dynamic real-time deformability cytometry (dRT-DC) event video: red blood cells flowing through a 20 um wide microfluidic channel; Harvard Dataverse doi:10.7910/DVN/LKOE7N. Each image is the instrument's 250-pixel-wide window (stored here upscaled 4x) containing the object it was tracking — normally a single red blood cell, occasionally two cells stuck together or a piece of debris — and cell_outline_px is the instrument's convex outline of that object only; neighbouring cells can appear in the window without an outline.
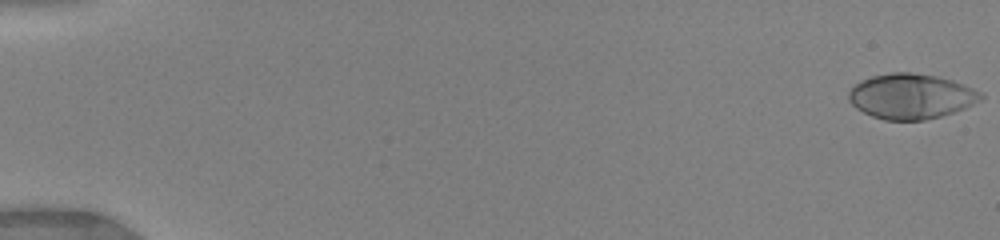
{"species": "human", "species_latin": "Homo sapiens", "temperature_condition": "warm", "stored_images_in_passage": 34, "camera_frame_rate_fps": 3000, "um_per_image_px": 0.085, "donor": {"sex": "female"}, "frame": {"image": 1, "passage_image": 1, "time_ms": 0.0, "image_size_px": [1000, 240], "cell_outline_px": [[984, 96], [980, 100], [964, 108], [940, 116], [924, 120], [884, 120], [872, 116], [856, 108], [848, 100], [848, 92], [860, 80], [872, 76], [892, 72], [912, 72], [936, 76], [952, 80], [972, 88], [980, 92]], "centroid_in_image_um": [77.4, 8.18], "position_along_channel_um": 7.6, "area_um2": 34.56}}
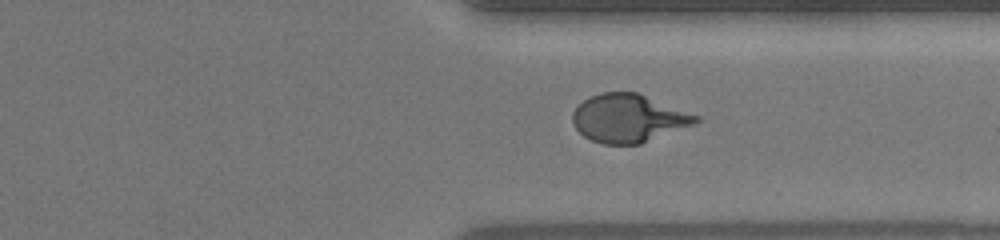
{"frame": {"image": 2, "passage_image": 25, "time_ms": 13.0, "image_size_px": [1000, 240], "cell_outline_px": [[700, 120], [696, 124], [640, 144], [600, 144], [584, 136], [576, 128], [572, 120], [572, 112], [588, 96], [600, 92], [636, 92], [700, 116]], "centroid_in_image_um": [53.42, 10.05], "position_along_channel_um": 358.0, "area_um2": 34.56}}
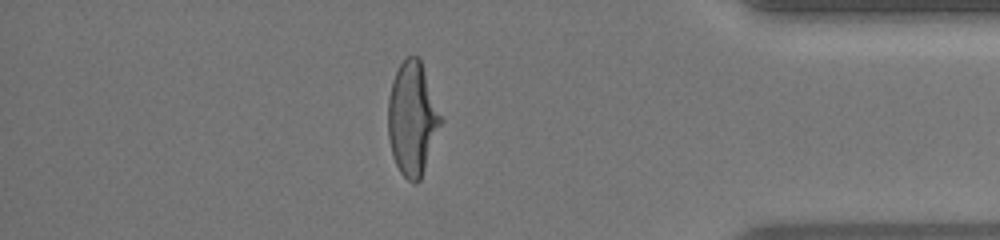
{"frame": {"image": 3, "passage_image": 30, "time_ms": 14.667, "image_size_px": [1000, 240], "cell_outline_px": [[444, 120], [420, 180], [416, 184], [412, 184], [400, 172], [392, 156], [388, 136], [388, 100], [392, 80], [400, 64], [408, 56], [416, 56], [420, 60]], "centroid_in_image_um": [35.06, 10.12], "position_along_channel_um": 400.1, "area_um2": 34.97}, "authors_computed_cell_mechanics": {"area_um2": 34.2176, "velocity_mm_per_s": 4.0154, "shape_relaxation_time_tau1_ms": 3.8542, "shape_relaxation_time_tau2_ms": null, "deformation_change_tau1": 0.1912, "deformation_change_tau2": null}}